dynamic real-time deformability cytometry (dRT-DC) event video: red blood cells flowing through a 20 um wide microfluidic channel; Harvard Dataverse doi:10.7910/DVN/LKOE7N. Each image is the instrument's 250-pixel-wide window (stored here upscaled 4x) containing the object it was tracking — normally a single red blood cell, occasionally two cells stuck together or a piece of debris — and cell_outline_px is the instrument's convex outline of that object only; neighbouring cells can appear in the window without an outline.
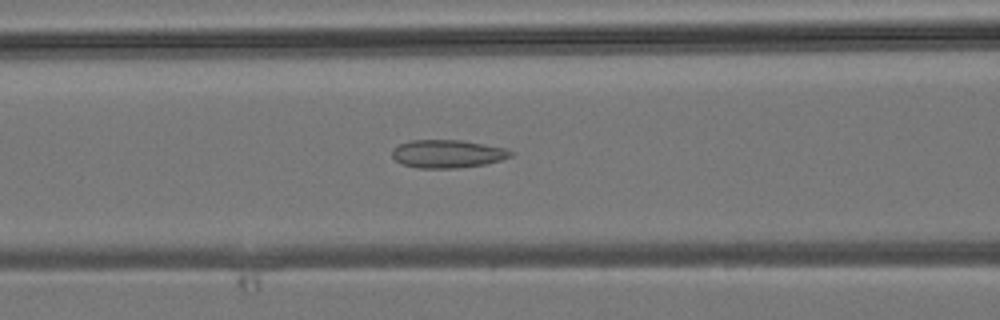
{"species": "common noctule bat (a hibernating species)", "species_latin": "Nyctalus noctula", "temperature_condition": "room temperature", "stored_images_in_passage": 40, "camera_frame_rate_fps": 3000, "um_per_image_px": 0.085, "animal": {"sex": "male", "body_mass_g": 19.2, "forearm_length_mm": 51.8}, "frame": {"image": 1, "passage_image": 14, "time_ms": 4.333, "image_size_px": [1000, 320], "cell_outline_px": [[516, 152], [512, 156], [500, 160], [484, 164], [456, 168], [416, 168], [404, 164], [396, 160], [392, 156], [392, 148], [400, 144], [412, 140], [460, 140], [484, 144], [504, 148]], "centroid_in_image_um": [38.04, 13.07], "position_along_channel_um": 128.6, "area_um2": 19.31}}
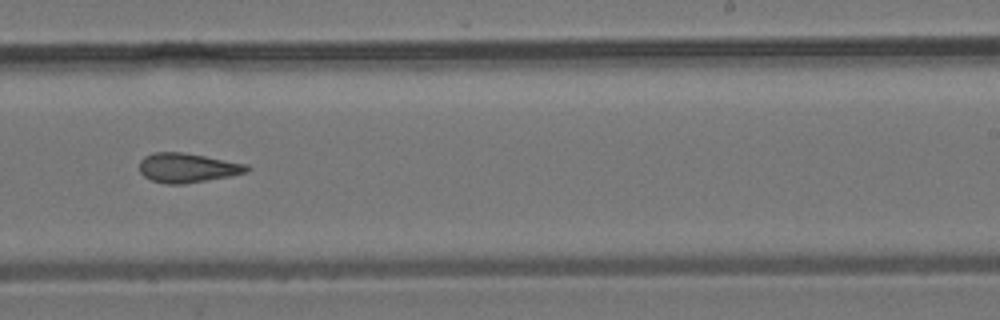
{"frame": {"image": 2, "passage_image": 23, "time_ms": 7.333, "image_size_px": [1000, 320], "cell_outline_px": [[252, 168], [248, 172], [232, 176], [184, 184], [168, 184], [152, 180], [144, 176], [140, 172], [140, 160], [144, 156], [152, 152], [184, 152], [248, 164]], "centroid_in_image_um": [15.97, 14.26], "position_along_channel_um": 273.0, "area_um2": 18.61}}
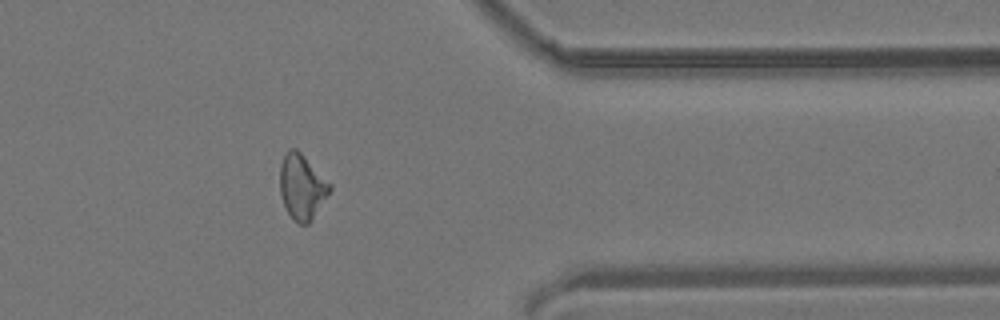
{"frame": {"image": 3, "passage_image": 31, "time_ms": 10.0, "image_size_px": [1000, 320], "cell_outline_px": [[332, 188], [312, 220], [308, 224], [300, 224], [292, 220], [284, 204], [280, 192], [280, 164], [284, 152], [288, 148], [296, 148], [332, 184]], "centroid_in_image_um": [25.66, 15.86], "position_along_channel_um": 385.7, "area_um2": 19.02}}